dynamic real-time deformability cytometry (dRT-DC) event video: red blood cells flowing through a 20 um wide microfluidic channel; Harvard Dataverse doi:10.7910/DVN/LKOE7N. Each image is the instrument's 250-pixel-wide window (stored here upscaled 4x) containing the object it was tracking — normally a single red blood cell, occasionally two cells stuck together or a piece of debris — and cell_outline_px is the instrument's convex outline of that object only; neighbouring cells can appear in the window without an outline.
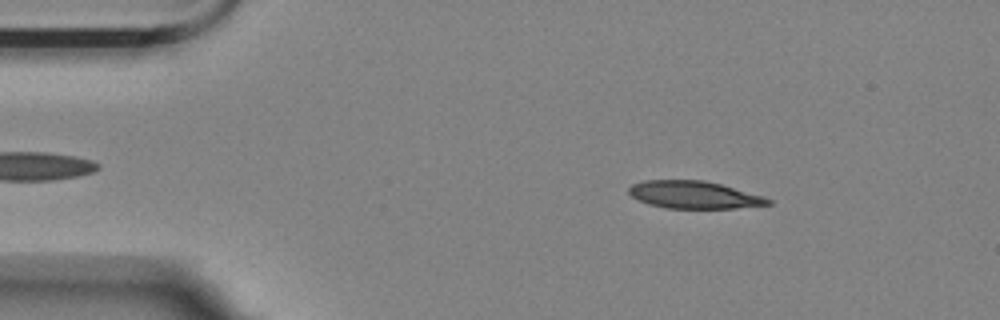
{"species": "Egyptian fruit bat (a non-hibernating species)", "species_latin": "Rousettus aegyptiacus", "temperature_condition": "room temperature", "stored_images_in_passage": 4, "camera_frame_rate_fps": 3000, "um_per_image_px": 0.085, "animal": {"sex": "female"}, "frame": {"image": 1, "passage_image": 2, "time_ms": 0.333, "image_size_px": [1000, 320], "cell_outline_px": [[772, 204], [736, 208], [668, 208], [648, 204], [636, 200], [628, 192], [628, 188], [632, 184], [644, 180], [704, 180], [720, 184], [764, 196], [772, 200]], "centroid_in_image_um": [58.97, 16.56], "position_along_channel_um": 26.0, "area_um2": 22.31}}